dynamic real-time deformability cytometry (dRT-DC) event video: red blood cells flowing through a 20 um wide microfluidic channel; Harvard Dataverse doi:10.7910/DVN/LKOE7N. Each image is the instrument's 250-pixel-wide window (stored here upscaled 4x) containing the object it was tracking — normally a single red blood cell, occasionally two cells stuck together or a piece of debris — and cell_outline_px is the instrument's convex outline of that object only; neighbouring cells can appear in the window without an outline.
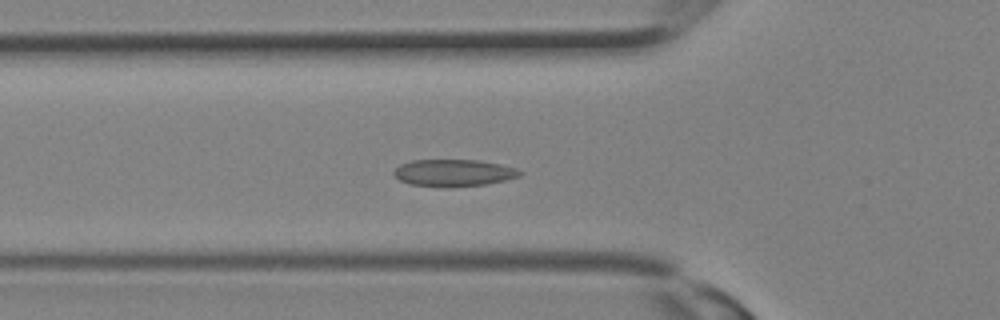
{"species": "Egyptian fruit bat (a non-hibernating species)", "species_latin": "Rousettus aegyptiacus", "temperature_condition": "room temperature", "stored_images_in_passage": 22, "camera_frame_rate_fps": 3000, "um_per_image_px": 0.085, "animal": {"sex": "female"}, "frame": {"image": 1, "passage_image": 5, "time_ms": 1.333, "image_size_px": [1000, 320], "cell_outline_px": [[524, 172], [520, 176], [504, 180], [484, 184], [412, 184], [400, 180], [392, 172], [400, 164], [412, 160], [480, 160], [500, 164], [516, 168]], "centroid_in_image_um": [38.6, 14.63], "position_along_channel_um": 87.2, "area_um2": 18.79}}
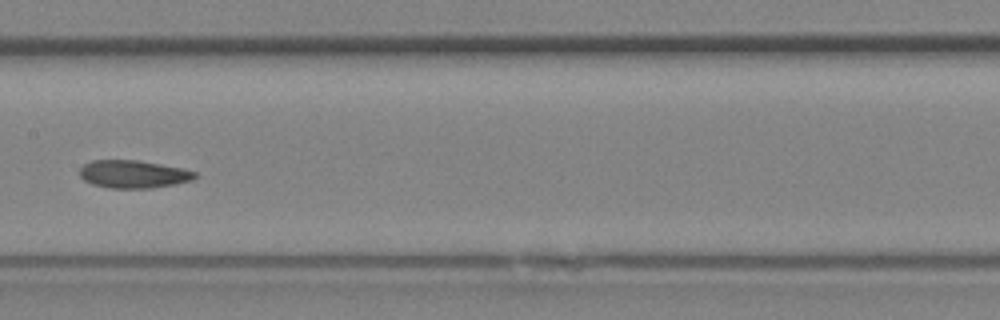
{"frame": {"image": 2, "passage_image": 10, "time_ms": 3.0, "image_size_px": [1000, 320], "cell_outline_px": [[196, 176], [192, 180], [152, 188], [108, 188], [92, 184], [84, 180], [80, 176], [80, 168], [84, 164], [92, 160], [140, 160], [184, 168], [196, 172]], "centroid_in_image_um": [11.32, 14.79], "position_along_channel_um": 196.1, "area_um2": 18.73}}
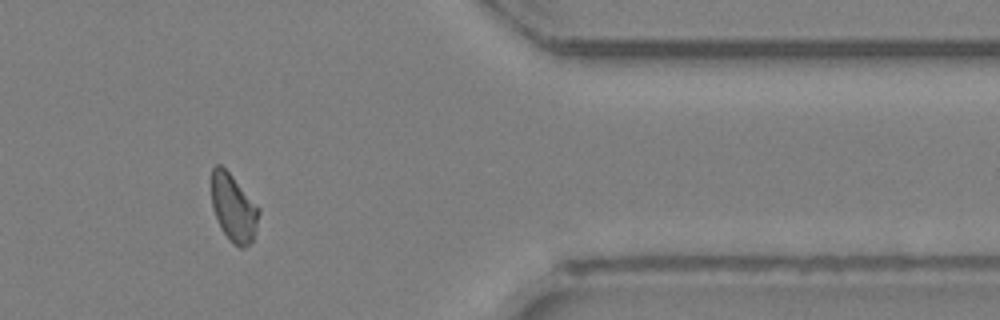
{"frame": {"image": 3, "passage_image": 20, "time_ms": 6.333, "image_size_px": [1000, 320], "cell_outline_px": [[260, 212], [252, 240], [244, 248], [240, 248], [232, 244], [224, 232], [212, 208], [212, 168], [216, 164], [220, 164], [232, 176], [260, 208]], "centroid_in_image_um": [19.85, 17.67], "position_along_channel_um": 391.5, "area_um2": 18.26}}